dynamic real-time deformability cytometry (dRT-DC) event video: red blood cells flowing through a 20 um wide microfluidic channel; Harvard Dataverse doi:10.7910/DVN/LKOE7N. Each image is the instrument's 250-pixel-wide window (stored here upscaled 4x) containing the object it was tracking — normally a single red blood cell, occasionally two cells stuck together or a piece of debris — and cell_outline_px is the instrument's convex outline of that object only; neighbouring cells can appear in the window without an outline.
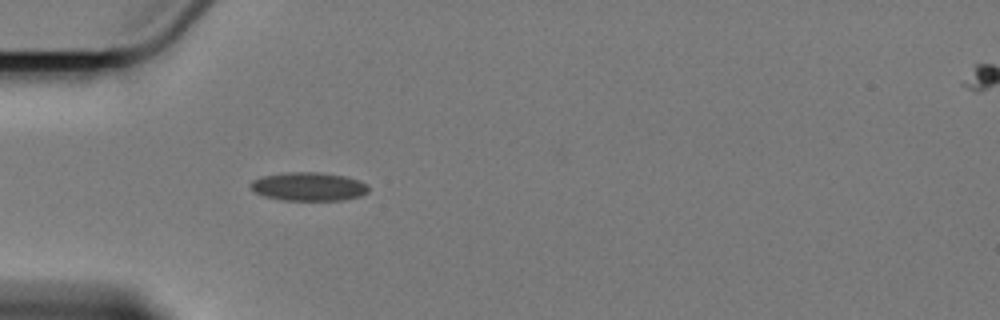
{"species": "Egyptian fruit bat (a non-hibernating species)", "species_latin": "Rousettus aegyptiacus", "temperature_condition": "cold", "stored_images_in_passage": 4, "camera_frame_rate_fps": 3000, "um_per_image_px": 0.085, "animal": {"sex": "female"}, "frame": {"image": 1, "passage_image": 3, "time_ms": 2.333, "image_size_px": [1000, 320], "cell_outline_px": [[368, 192], [360, 196], [340, 200], [280, 200], [264, 196], [256, 192], [248, 184], [252, 180], [260, 176], [288, 172], [316, 172], [348, 176], [360, 180], [368, 184]], "centroid_in_image_um": [26.23, 15.85], "position_along_channel_um": 58.8, "area_um2": 19.77}}